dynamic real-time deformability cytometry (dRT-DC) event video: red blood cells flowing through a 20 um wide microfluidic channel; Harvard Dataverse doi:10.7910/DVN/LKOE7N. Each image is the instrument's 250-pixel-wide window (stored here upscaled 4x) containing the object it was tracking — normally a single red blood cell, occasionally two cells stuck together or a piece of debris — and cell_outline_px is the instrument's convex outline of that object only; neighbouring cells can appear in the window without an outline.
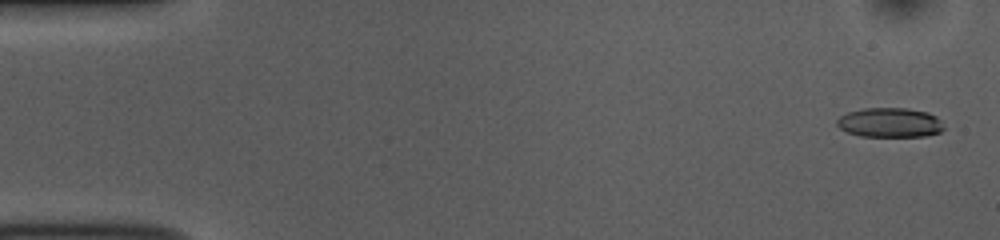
{"species": "common noctule bat (a hibernating species)", "species_latin": "Nyctalus noctula", "temperature_condition": "room temperature", "stored_images_in_passage": 52, "camera_frame_rate_fps": 3000, "um_per_image_px": 0.085, "animal": {"sex": "female", "body_mass_g": 10.0, "forearm_length_mm": 53.1}, "frame": {"image": 1, "passage_image": 2, "time_ms": 0.333, "image_size_px": [1000, 240], "cell_outline_px": [[944, 128], [940, 132], [924, 136], [860, 136], [848, 132], [840, 128], [836, 124], [836, 120], [840, 116], [848, 112], [864, 108], [908, 108], [928, 112], [936, 116], [940, 120]], "centroid_in_image_um": [75.63, 10.41], "position_along_channel_um": 9.4, "area_um2": 18.38}}
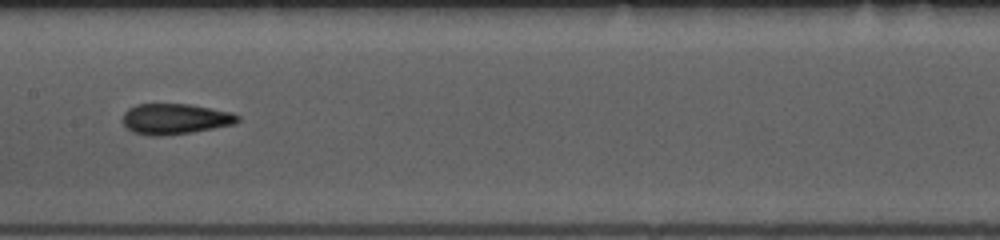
{"frame": {"image": 2, "passage_image": 26, "time_ms": 8.333, "image_size_px": [1000, 240], "cell_outline_px": [[240, 120], [236, 124], [192, 132], [160, 136], [148, 136], [132, 132], [120, 120], [124, 112], [128, 108], [136, 104], [188, 104], [232, 112], [240, 116]], "centroid_in_image_um": [14.86, 10.11], "position_along_channel_um": 192.5, "area_um2": 20.75}}
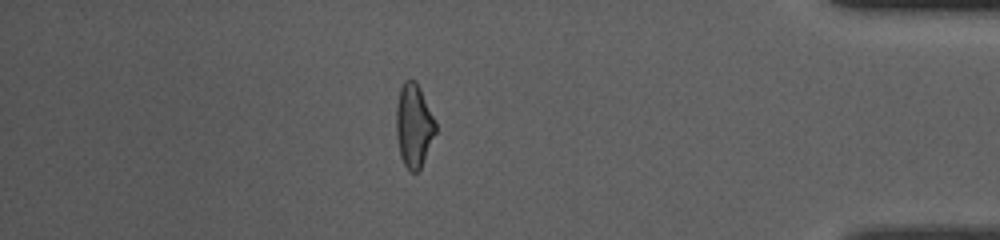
{"frame": {"image": 3, "passage_image": 45, "time_ms": 14.667, "image_size_px": [1000, 240], "cell_outline_px": [[436, 132], [420, 168], [416, 172], [412, 172], [404, 164], [400, 156], [396, 136], [396, 108], [400, 88], [404, 80], [416, 80], [436, 120]], "centroid_in_image_um": [35.17, 10.64], "position_along_channel_um": 400.0, "area_um2": 19.13}, "authors_computed_cell_mechanics": {"area_um2": 19.6809, "velocity_mm_per_s": 3.8764, "shape_relaxation_time_tau1_ms": 5.5062, "shape_relaxation_time_tau2_ms": 2.0296, "deformation_change_tau1": 0.1811, "deformation_change_tau2": 0.1224}}